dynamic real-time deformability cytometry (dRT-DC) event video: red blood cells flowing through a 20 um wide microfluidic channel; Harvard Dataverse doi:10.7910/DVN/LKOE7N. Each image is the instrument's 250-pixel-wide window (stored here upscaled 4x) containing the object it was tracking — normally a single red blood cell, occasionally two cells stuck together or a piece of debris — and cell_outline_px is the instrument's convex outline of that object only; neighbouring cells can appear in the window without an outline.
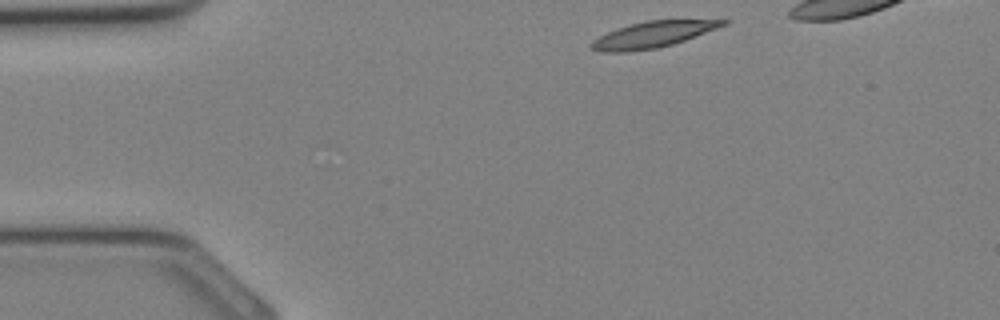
{"species": "Egyptian fruit bat (a non-hibernating species)", "species_latin": "Rousettus aegyptiacus", "temperature_condition": "cold", "stored_images_in_passage": 25, "camera_frame_rate_fps": 3000, "um_per_image_px": 0.085, "animal": {"sex": "female"}, "frame": {"image": 1, "passage_image": 1, "time_ms": 0.0, "image_size_px": [1000, 320], "cell_outline_px": [[732, 20], [728, 24], [684, 40], [672, 44], [656, 48], [624, 52], [600, 52], [592, 48], [588, 44], [592, 40], [616, 28], [628, 24], [648, 20]], "centroid_in_image_um": [55.45, 2.93], "position_along_channel_um": 29.6, "area_um2": 19.88}}
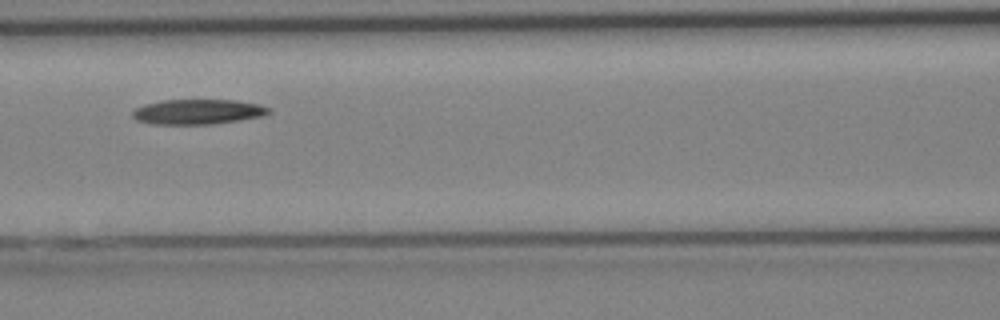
{"frame": {"image": 2, "passage_image": 10, "time_ms": 3.0, "image_size_px": [1000, 320], "cell_outline_px": [[272, 112], [264, 116], [240, 120], [212, 124], [152, 124], [136, 120], [132, 116], [132, 112], [136, 108], [144, 104], [164, 100], [236, 100], [260, 104], [272, 108]], "centroid_in_image_um": [16.86, 9.5], "position_along_channel_um": 149.7, "area_um2": 20.06}}
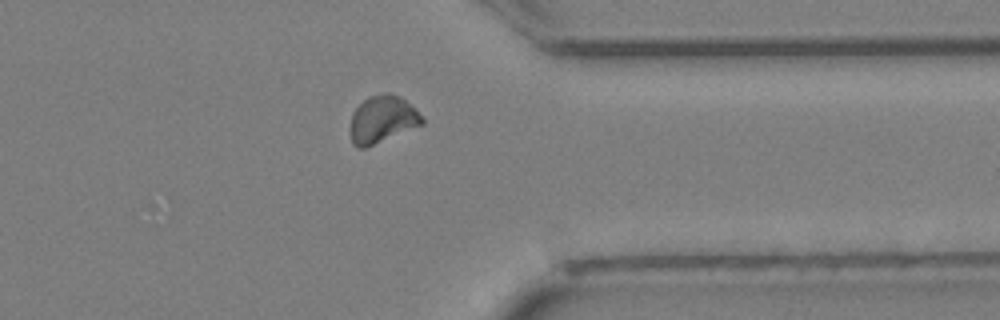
{"frame": {"image": 3, "passage_image": 22, "time_ms": 7.0, "image_size_px": [1000, 320], "cell_outline_px": [[424, 124], [364, 148], [356, 148], [352, 144], [352, 112], [368, 96], [388, 92], [400, 96], [416, 108], [424, 120]], "centroid_in_image_um": [32.53, 10.13], "position_along_channel_um": 378.9, "area_um2": 19.59}}